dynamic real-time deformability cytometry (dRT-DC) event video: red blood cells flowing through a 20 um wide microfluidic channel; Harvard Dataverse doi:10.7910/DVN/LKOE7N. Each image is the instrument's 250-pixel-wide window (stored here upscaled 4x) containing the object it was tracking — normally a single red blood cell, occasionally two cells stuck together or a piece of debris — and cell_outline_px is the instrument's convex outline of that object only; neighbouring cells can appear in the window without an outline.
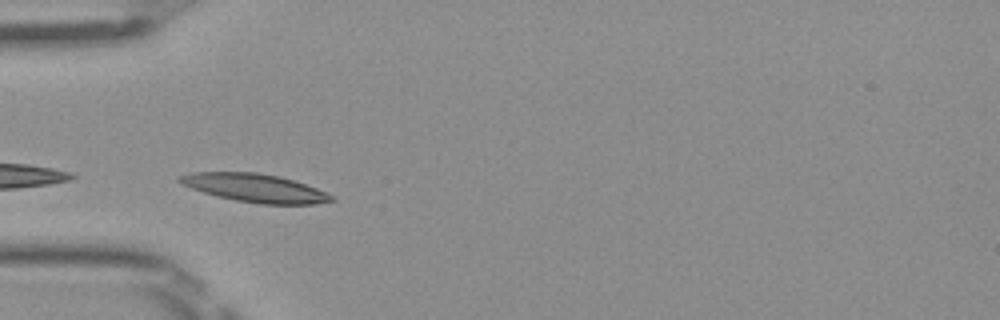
{"species": "Egyptian fruit bat (a non-hibernating species)", "species_latin": "Rousettus aegyptiacus", "temperature_condition": "room temperature", "stored_images_in_passage": 29, "camera_frame_rate_fps": 3000, "um_per_image_px": 0.085, "frame": {"image": 1, "passage_image": 1, "time_ms": 0.0, "image_size_px": [1000, 320], "cell_outline_px": [[336, 200], [316, 204], [260, 204], [236, 200], [204, 192], [180, 184], [176, 180], [176, 176], [192, 172], [256, 172], [276, 176], [292, 180], [316, 188], [336, 196]], "centroid_in_image_um": [21.66, 15.97], "position_along_channel_um": 63.3, "area_um2": 24.91}}
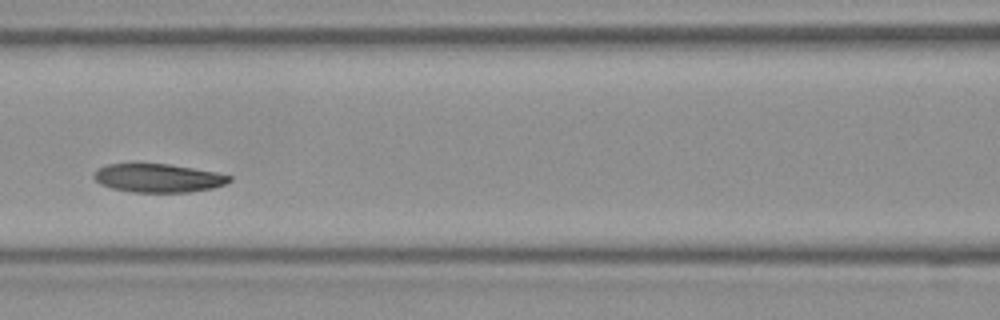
{"frame": {"image": 2, "passage_image": 8, "time_ms": 2.333, "image_size_px": [1000, 320], "cell_outline_px": [[232, 180], [224, 184], [212, 188], [188, 192], [132, 192], [112, 188], [100, 184], [92, 176], [92, 172], [108, 164], [136, 160], [168, 164], [216, 172], [232, 176]], "centroid_in_image_um": [13.36, 15.09], "position_along_channel_um": 153.2, "area_um2": 23.24}}
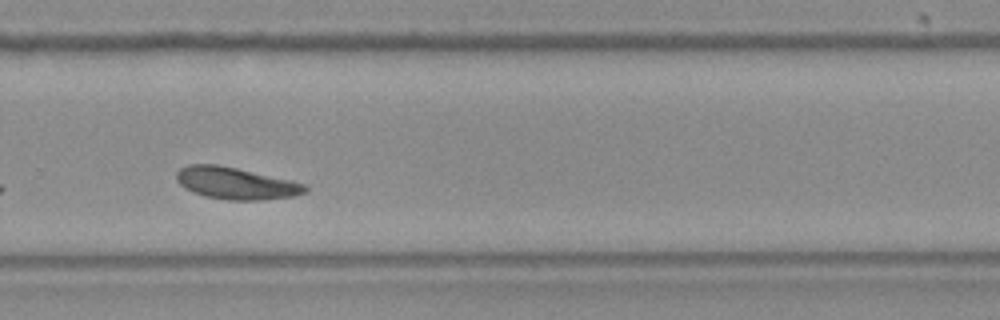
{"frame": {"image": 3, "passage_image": 20, "time_ms": 6.333, "image_size_px": [1000, 320], "cell_outline_px": [[308, 192], [292, 196], [264, 200], [228, 200], [204, 196], [192, 192], [184, 188], [176, 180], [176, 172], [180, 168], [188, 164], [216, 164], [236, 168], [292, 180], [304, 184], [308, 188]], "centroid_in_image_um": [20.03, 15.58], "position_along_channel_um": 309.8, "area_um2": 24.04}, "authors_computed_cell_mechanics": {"area_um2": 22.8888, "velocity_mm_per_s": 3.9392, "shape_relaxation_time_tau1_ms": 2.4583, "shape_relaxation_time_tau2_ms": null, "deformation_change_tau1": 0.107, "deformation_change_tau2": null}}